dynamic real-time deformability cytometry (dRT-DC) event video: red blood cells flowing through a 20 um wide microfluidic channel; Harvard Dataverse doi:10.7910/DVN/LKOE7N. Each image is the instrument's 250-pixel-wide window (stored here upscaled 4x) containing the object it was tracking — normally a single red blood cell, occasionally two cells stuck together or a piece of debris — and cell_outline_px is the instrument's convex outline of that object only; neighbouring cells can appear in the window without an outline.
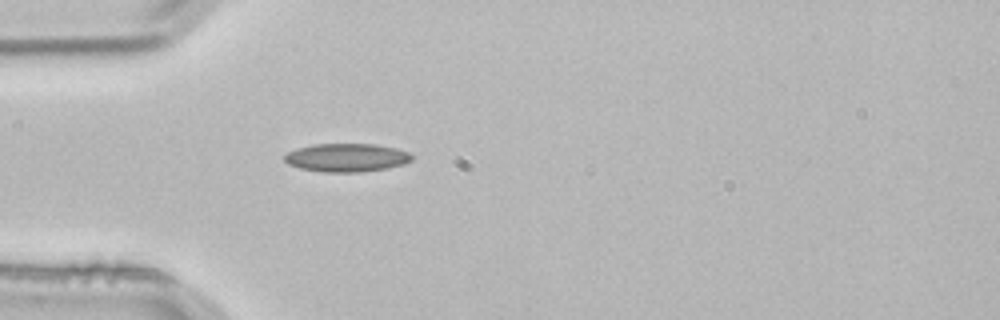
{"species": "common noctule bat (a hibernating species)", "species_latin": "Nyctalus noctula", "temperature_condition": "room temperature", "stored_images_in_passage": 4, "camera_frame_rate_fps": 3000, "um_per_image_px": 0.085, "animal": {"sex": "male", "body_mass_g": 21.5, "forearm_length_mm": 52.0}, "frame": {"image": 1, "passage_image": 4, "time_ms": 1.0, "image_size_px": [1000, 320], "cell_outline_px": [[416, 156], [412, 160], [404, 164], [388, 168], [360, 172], [324, 172], [300, 168], [288, 164], [284, 160], [284, 156], [288, 152], [296, 148], [312, 144], [376, 144], [396, 148], [408, 152]], "centroid_in_image_um": [29.49, 13.39], "position_along_channel_um": 55.5, "area_um2": 21.21}}